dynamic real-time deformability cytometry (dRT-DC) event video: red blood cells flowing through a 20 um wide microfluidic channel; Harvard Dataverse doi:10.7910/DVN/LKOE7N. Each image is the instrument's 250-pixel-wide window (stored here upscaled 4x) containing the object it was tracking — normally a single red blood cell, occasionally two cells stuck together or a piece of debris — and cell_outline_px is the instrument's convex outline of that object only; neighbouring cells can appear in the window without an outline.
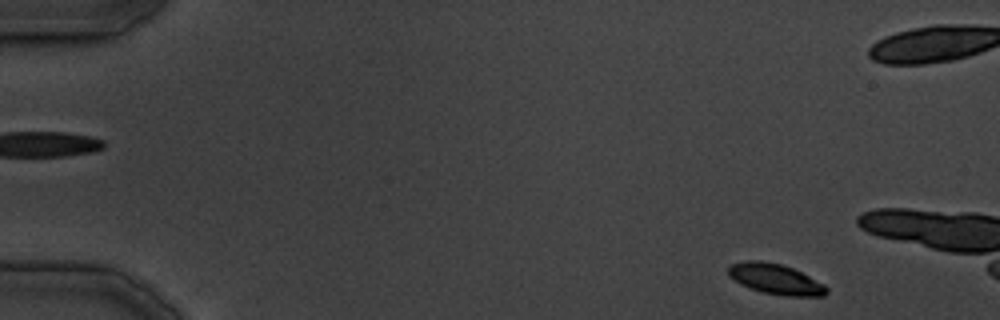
{"species": "common noctule bat (a hibernating species)", "species_latin": "Nyctalus noctula", "temperature_condition": "cold", "stored_images_in_passage": 10, "camera_frame_rate_fps": 3000, "um_per_image_px": 0.085, "animal": {"sex": "male", "body_mass_g": 19.5, "forearm_length_mm": 54.6}, "frame": {"image": 1, "passage_image": 2, "time_ms": 1.333, "image_size_px": [1000, 320], "cell_outline_px": [[828, 292], [824, 296], [784, 296], [764, 292], [748, 288], [740, 284], [728, 276], [728, 264], [748, 260], [760, 260], [780, 264], [792, 268], [824, 284], [828, 288]], "centroid_in_image_um": [65.88, 23.72], "position_along_channel_um": 19.1, "area_um2": 17.46}}